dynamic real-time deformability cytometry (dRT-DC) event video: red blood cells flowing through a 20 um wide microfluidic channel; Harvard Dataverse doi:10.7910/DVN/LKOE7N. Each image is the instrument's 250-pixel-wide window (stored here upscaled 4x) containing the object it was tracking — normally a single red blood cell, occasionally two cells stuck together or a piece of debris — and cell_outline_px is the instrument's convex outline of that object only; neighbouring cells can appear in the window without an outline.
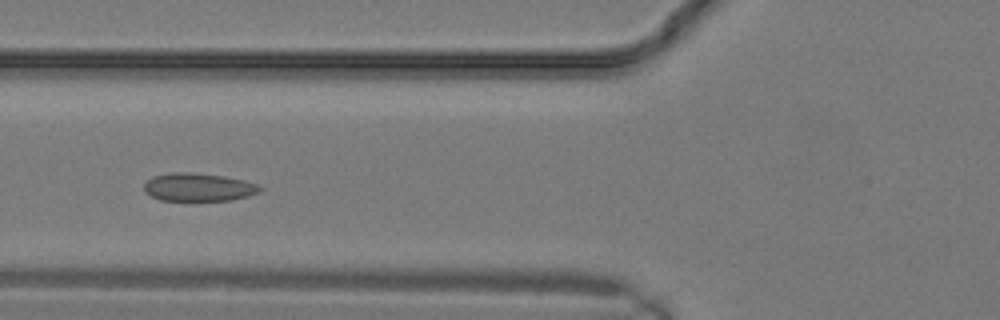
{"species": "common noctule bat (a hibernating species)", "species_latin": "Nyctalus noctula", "temperature_condition": "warm", "stored_images_in_passage": 10, "camera_frame_rate_fps": 3000, "um_per_image_px": 0.085, "animal": {"sex": "male", "body_mass_g": 19.2, "forearm_length_mm": 51.8}, "frame": {"image": 1, "passage_image": 9, "time_ms": 2.667, "image_size_px": [1000, 320], "cell_outline_px": [[264, 188], [260, 192], [248, 196], [232, 200], [160, 200], [144, 192], [144, 184], [152, 176], [172, 172], [192, 172], [224, 176], [244, 180], [256, 184]], "centroid_in_image_um": [16.87, 15.9], "position_along_channel_um": 108.9, "area_um2": 19.02}}